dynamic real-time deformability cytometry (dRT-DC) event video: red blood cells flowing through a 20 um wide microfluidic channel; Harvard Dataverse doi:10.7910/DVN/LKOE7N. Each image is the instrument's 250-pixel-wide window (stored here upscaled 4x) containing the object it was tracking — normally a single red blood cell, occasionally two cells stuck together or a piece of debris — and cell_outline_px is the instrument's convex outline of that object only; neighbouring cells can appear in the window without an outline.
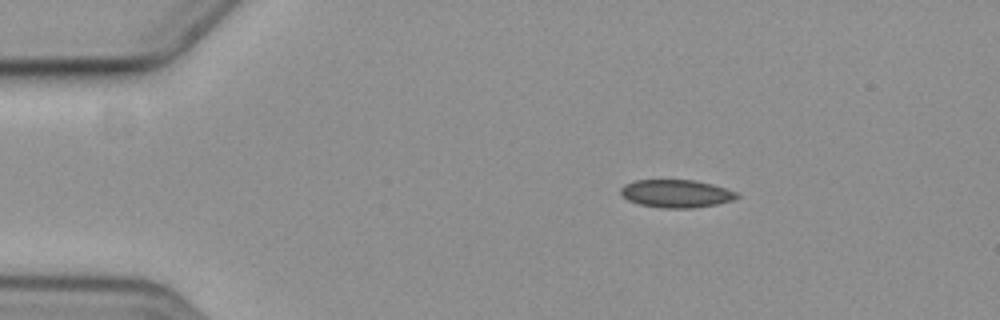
{"species": "common noctule bat (a hibernating species)", "species_latin": "Nyctalus noctula", "temperature_condition": "cold", "stored_images_in_passage": 5, "camera_frame_rate_fps": 3000, "um_per_image_px": 0.085, "animal": {"sex": "female", "body_mass_g": 19.3, "forearm_length_mm": 54.1}, "frame": {"image": 1, "passage_image": 3, "time_ms": 2.333, "image_size_px": [1000, 320], "cell_outline_px": [[740, 196], [732, 200], [716, 204], [692, 208], [664, 208], [640, 204], [628, 200], [620, 192], [620, 188], [624, 184], [636, 180], [692, 180], [712, 184], [736, 192]], "centroid_in_image_um": [57.46, 16.45], "position_along_channel_um": 27.5, "area_um2": 18.67}}